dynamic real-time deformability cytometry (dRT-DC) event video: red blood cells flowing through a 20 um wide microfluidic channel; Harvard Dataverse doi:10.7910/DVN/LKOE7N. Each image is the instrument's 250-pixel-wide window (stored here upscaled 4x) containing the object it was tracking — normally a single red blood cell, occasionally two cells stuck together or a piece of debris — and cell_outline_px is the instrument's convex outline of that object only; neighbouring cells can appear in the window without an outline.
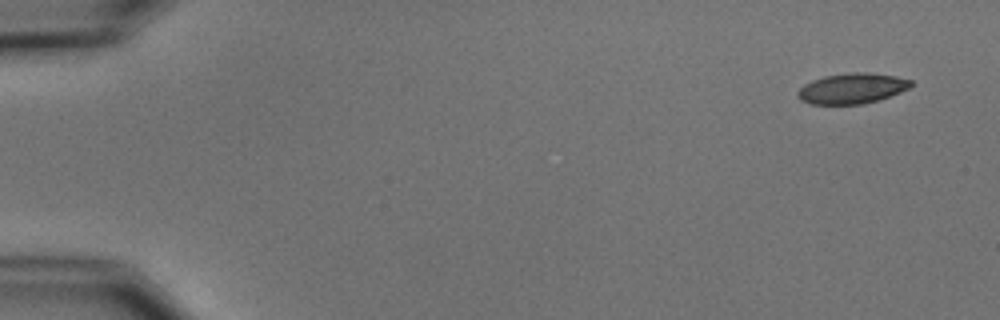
{"species": "common noctule bat (a hibernating species)", "species_latin": "Nyctalus noctula", "temperature_condition": "cold", "stored_images_in_passage": 6, "camera_frame_rate_fps": 3000, "um_per_image_px": 0.085, "animal": {"sex": "male", "body_mass_g": 15.6}, "frame": {"image": 1, "passage_image": 1, "time_ms": 0.0, "image_size_px": [1000, 320], "cell_outline_px": [[912, 84], [908, 88], [900, 92], [864, 104], [808, 104], [800, 100], [796, 96], [796, 92], [804, 84], [812, 80], [824, 76], [848, 72], [868, 72], [896, 76], [912, 80]], "centroid_in_image_um": [72.37, 7.51], "position_along_channel_um": 12.6, "area_um2": 20.17}}
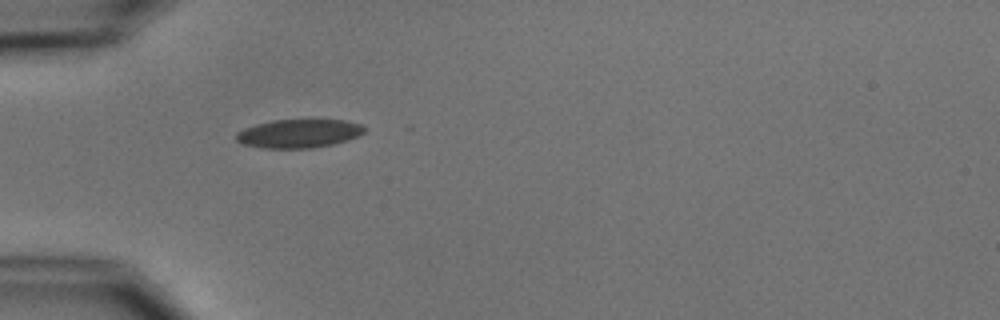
{"frame": {"image": 2, "passage_image": 5, "time_ms": 4.667, "image_size_px": [1000, 320], "cell_outline_px": [[364, 132], [360, 136], [348, 140], [332, 144], [312, 148], [264, 148], [244, 144], [236, 140], [236, 132], [244, 128], [256, 124], [272, 120], [344, 120], [360, 124], [364, 128]], "centroid_in_image_um": [25.4, 11.35], "position_along_channel_um": 59.6, "area_um2": 21.27}}